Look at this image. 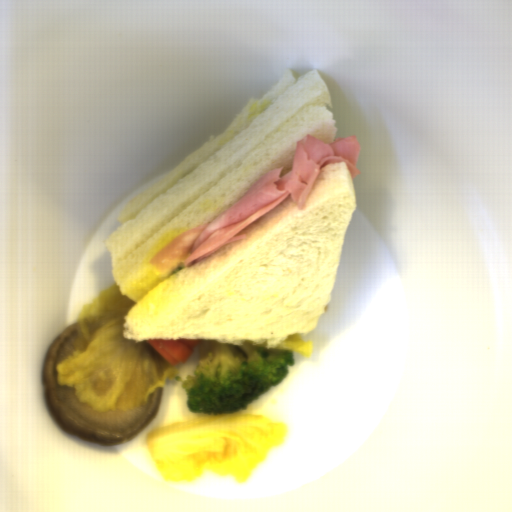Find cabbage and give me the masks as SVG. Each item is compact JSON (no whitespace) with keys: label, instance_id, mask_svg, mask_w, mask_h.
<instances>
[{"label":"cabbage","instance_id":"obj_1","mask_svg":"<svg viewBox=\"0 0 512 512\" xmlns=\"http://www.w3.org/2000/svg\"><path fill=\"white\" fill-rule=\"evenodd\" d=\"M136 302L115 285L79 309L75 346L56 366L58 385L97 412L144 406L178 372L147 341L123 337L124 317Z\"/></svg>","mask_w":512,"mask_h":512},{"label":"cabbage","instance_id":"obj_2","mask_svg":"<svg viewBox=\"0 0 512 512\" xmlns=\"http://www.w3.org/2000/svg\"><path fill=\"white\" fill-rule=\"evenodd\" d=\"M287 438L284 422L226 412L150 430L144 443L165 481L189 483L210 472L243 483Z\"/></svg>","mask_w":512,"mask_h":512},{"label":"cabbage","instance_id":"obj_3","mask_svg":"<svg viewBox=\"0 0 512 512\" xmlns=\"http://www.w3.org/2000/svg\"><path fill=\"white\" fill-rule=\"evenodd\" d=\"M282 351H291L295 354H302L305 357H311L312 354V341H305L301 333L289 335L284 341L279 343L276 347Z\"/></svg>","mask_w":512,"mask_h":512}]
</instances>
